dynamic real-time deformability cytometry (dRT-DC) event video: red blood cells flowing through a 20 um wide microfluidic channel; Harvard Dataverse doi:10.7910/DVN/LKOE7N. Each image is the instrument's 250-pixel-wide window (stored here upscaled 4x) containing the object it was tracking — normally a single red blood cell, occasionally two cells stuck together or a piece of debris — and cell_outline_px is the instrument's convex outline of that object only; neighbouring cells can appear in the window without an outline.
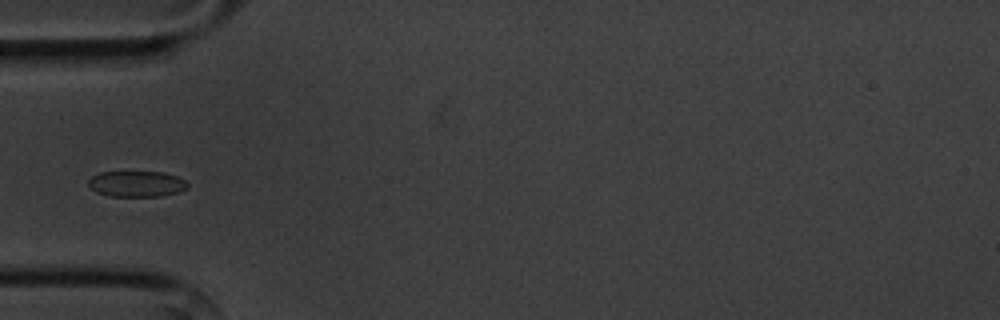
{"species": "common noctule bat (a hibernating species)", "species_latin": "Nyctalus noctula", "temperature_condition": "cold", "stored_images_in_passage": 9, "camera_frame_rate_fps": 3000, "um_per_image_px": 0.085, "animal": {"sex": "male", "body_mass_g": 20.1, "forearm_length_mm": 53.5}, "frame": {"image": 1, "passage_image": 4, "time_ms": 4.333, "image_size_px": [1000, 320], "cell_outline_px": [[188, 188], [176, 192], [160, 196], [108, 196], [96, 192], [88, 184], [88, 180], [92, 176], [100, 172], [164, 172], [176, 176], [184, 180], [188, 184]], "centroid_in_image_um": [11.59, 15.62], "position_along_channel_um": 73.4, "area_um2": 14.85}}
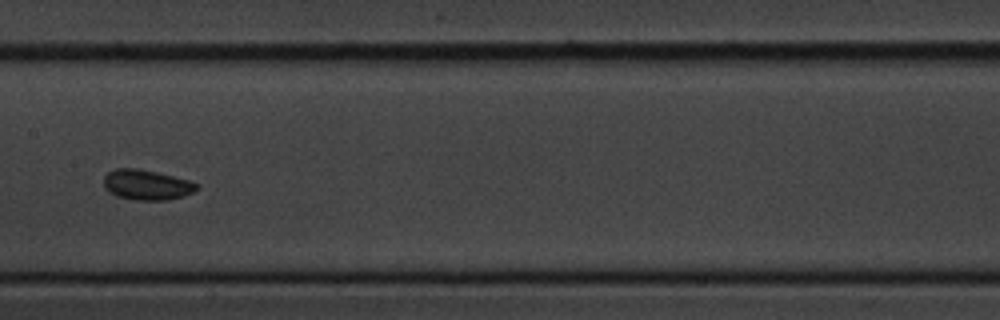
{"frame": {"image": 2, "passage_image": 7, "time_ms": 7.667, "image_size_px": [1000, 320], "cell_outline_px": [[200, 188], [184, 196], [168, 200], [132, 200], [116, 196], [108, 192], [104, 188], [104, 176], [108, 172], [116, 168], [136, 168], [156, 172], [188, 180], [200, 184]], "centroid_in_image_um": [12.46, 15.72], "position_along_channel_um": 194.9, "area_um2": 16.53}}
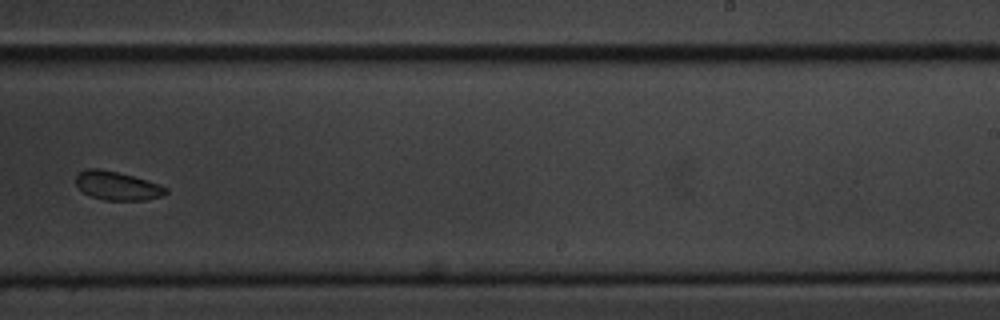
{"frame": {"image": 3, "passage_image": 9, "time_ms": 10.0, "image_size_px": [1000, 320], "cell_outline_px": [[168, 192], [160, 196], [144, 200], [104, 200], [92, 196], [84, 192], [76, 184], [76, 176], [80, 172], [88, 168], [100, 168], [132, 176], [168, 188]], "centroid_in_image_um": [9.93, 15.79], "position_along_channel_um": 279.1, "area_um2": 14.62}}